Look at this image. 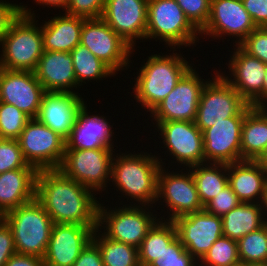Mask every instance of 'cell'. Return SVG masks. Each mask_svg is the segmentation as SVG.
<instances>
[{
  "label": "cell",
  "instance_id": "1",
  "mask_svg": "<svg viewBox=\"0 0 267 266\" xmlns=\"http://www.w3.org/2000/svg\"><path fill=\"white\" fill-rule=\"evenodd\" d=\"M92 192L59 169L37 172L35 198L53 223L98 226L100 201Z\"/></svg>",
  "mask_w": 267,
  "mask_h": 266
},
{
  "label": "cell",
  "instance_id": "2",
  "mask_svg": "<svg viewBox=\"0 0 267 266\" xmlns=\"http://www.w3.org/2000/svg\"><path fill=\"white\" fill-rule=\"evenodd\" d=\"M127 153L113 157L111 180L114 186L123 193L121 195L132 198L130 200L136 201L139 206H155L163 159L147 152Z\"/></svg>",
  "mask_w": 267,
  "mask_h": 266
},
{
  "label": "cell",
  "instance_id": "3",
  "mask_svg": "<svg viewBox=\"0 0 267 266\" xmlns=\"http://www.w3.org/2000/svg\"><path fill=\"white\" fill-rule=\"evenodd\" d=\"M152 54L146 63L139 68L135 78L136 103L151 112L174 89L181 77L193 66L183 58L182 54Z\"/></svg>",
  "mask_w": 267,
  "mask_h": 266
},
{
  "label": "cell",
  "instance_id": "4",
  "mask_svg": "<svg viewBox=\"0 0 267 266\" xmlns=\"http://www.w3.org/2000/svg\"><path fill=\"white\" fill-rule=\"evenodd\" d=\"M34 14L21 4V14L0 40V68L35 71L44 48L41 26H37Z\"/></svg>",
  "mask_w": 267,
  "mask_h": 266
},
{
  "label": "cell",
  "instance_id": "5",
  "mask_svg": "<svg viewBox=\"0 0 267 266\" xmlns=\"http://www.w3.org/2000/svg\"><path fill=\"white\" fill-rule=\"evenodd\" d=\"M1 218L11 228L16 253L44 258L54 223L36 198Z\"/></svg>",
  "mask_w": 267,
  "mask_h": 266
},
{
  "label": "cell",
  "instance_id": "6",
  "mask_svg": "<svg viewBox=\"0 0 267 266\" xmlns=\"http://www.w3.org/2000/svg\"><path fill=\"white\" fill-rule=\"evenodd\" d=\"M200 31L186 17L175 0H148L145 39L162 40L170 49L199 42ZM172 47V48H171Z\"/></svg>",
  "mask_w": 267,
  "mask_h": 266
},
{
  "label": "cell",
  "instance_id": "7",
  "mask_svg": "<svg viewBox=\"0 0 267 266\" xmlns=\"http://www.w3.org/2000/svg\"><path fill=\"white\" fill-rule=\"evenodd\" d=\"M123 205L108 210L102 203L98 206V228L111 240L139 248L153 225L160 219L151 212V207L138 204ZM150 208V210H149ZM148 211V212H147ZM104 226V227H103Z\"/></svg>",
  "mask_w": 267,
  "mask_h": 266
},
{
  "label": "cell",
  "instance_id": "8",
  "mask_svg": "<svg viewBox=\"0 0 267 266\" xmlns=\"http://www.w3.org/2000/svg\"><path fill=\"white\" fill-rule=\"evenodd\" d=\"M113 150L115 149H65L58 169L93 193L104 192L107 183L111 181L112 161L115 155Z\"/></svg>",
  "mask_w": 267,
  "mask_h": 266
},
{
  "label": "cell",
  "instance_id": "9",
  "mask_svg": "<svg viewBox=\"0 0 267 266\" xmlns=\"http://www.w3.org/2000/svg\"><path fill=\"white\" fill-rule=\"evenodd\" d=\"M26 162L37 171L58 169L66 140L37 118H31L17 139Z\"/></svg>",
  "mask_w": 267,
  "mask_h": 266
},
{
  "label": "cell",
  "instance_id": "10",
  "mask_svg": "<svg viewBox=\"0 0 267 266\" xmlns=\"http://www.w3.org/2000/svg\"><path fill=\"white\" fill-rule=\"evenodd\" d=\"M80 44L116 74L129 68L134 48L119 36L101 17L84 19Z\"/></svg>",
  "mask_w": 267,
  "mask_h": 266
},
{
  "label": "cell",
  "instance_id": "11",
  "mask_svg": "<svg viewBox=\"0 0 267 266\" xmlns=\"http://www.w3.org/2000/svg\"><path fill=\"white\" fill-rule=\"evenodd\" d=\"M214 74L203 87L197 109L195 124L202 132L223 119L237 116L248 105L218 72Z\"/></svg>",
  "mask_w": 267,
  "mask_h": 266
},
{
  "label": "cell",
  "instance_id": "12",
  "mask_svg": "<svg viewBox=\"0 0 267 266\" xmlns=\"http://www.w3.org/2000/svg\"><path fill=\"white\" fill-rule=\"evenodd\" d=\"M207 82L191 67L164 100L150 112V117L155 122H195L200 95Z\"/></svg>",
  "mask_w": 267,
  "mask_h": 266
},
{
  "label": "cell",
  "instance_id": "13",
  "mask_svg": "<svg viewBox=\"0 0 267 266\" xmlns=\"http://www.w3.org/2000/svg\"><path fill=\"white\" fill-rule=\"evenodd\" d=\"M163 138V148L181 166L205 163L203 133L192 121L153 122ZM160 130V131H159ZM183 164V165H182Z\"/></svg>",
  "mask_w": 267,
  "mask_h": 266
},
{
  "label": "cell",
  "instance_id": "14",
  "mask_svg": "<svg viewBox=\"0 0 267 266\" xmlns=\"http://www.w3.org/2000/svg\"><path fill=\"white\" fill-rule=\"evenodd\" d=\"M161 166L158 175L156 203L163 199L170 210L168 219L173 221L180 216L198 212L204 209L200 201L195 181L190 169L186 173L171 172ZM189 170V171H188ZM171 172V173H170ZM160 198V199H159ZM160 200V201H159Z\"/></svg>",
  "mask_w": 267,
  "mask_h": 266
},
{
  "label": "cell",
  "instance_id": "15",
  "mask_svg": "<svg viewBox=\"0 0 267 266\" xmlns=\"http://www.w3.org/2000/svg\"><path fill=\"white\" fill-rule=\"evenodd\" d=\"M248 104L237 116L223 119L203 133L205 163H235L241 161V129Z\"/></svg>",
  "mask_w": 267,
  "mask_h": 266
},
{
  "label": "cell",
  "instance_id": "16",
  "mask_svg": "<svg viewBox=\"0 0 267 266\" xmlns=\"http://www.w3.org/2000/svg\"><path fill=\"white\" fill-rule=\"evenodd\" d=\"M256 28L242 0H210L209 18L200 35L213 39L234 36L237 41L233 45H239Z\"/></svg>",
  "mask_w": 267,
  "mask_h": 266
},
{
  "label": "cell",
  "instance_id": "17",
  "mask_svg": "<svg viewBox=\"0 0 267 266\" xmlns=\"http://www.w3.org/2000/svg\"><path fill=\"white\" fill-rule=\"evenodd\" d=\"M230 56L228 76L217 71L252 107H262V86L267 64L249 55L239 45ZM230 77V78H229ZM232 78V79H231Z\"/></svg>",
  "mask_w": 267,
  "mask_h": 266
},
{
  "label": "cell",
  "instance_id": "18",
  "mask_svg": "<svg viewBox=\"0 0 267 266\" xmlns=\"http://www.w3.org/2000/svg\"><path fill=\"white\" fill-rule=\"evenodd\" d=\"M173 223L181 244L197 261L223 236L221 217L204 209L180 216L173 220Z\"/></svg>",
  "mask_w": 267,
  "mask_h": 266
},
{
  "label": "cell",
  "instance_id": "19",
  "mask_svg": "<svg viewBox=\"0 0 267 266\" xmlns=\"http://www.w3.org/2000/svg\"><path fill=\"white\" fill-rule=\"evenodd\" d=\"M45 90L32 71L0 68V102L16 106L37 118Z\"/></svg>",
  "mask_w": 267,
  "mask_h": 266
},
{
  "label": "cell",
  "instance_id": "20",
  "mask_svg": "<svg viewBox=\"0 0 267 266\" xmlns=\"http://www.w3.org/2000/svg\"><path fill=\"white\" fill-rule=\"evenodd\" d=\"M98 226L54 223L44 266H73L82 250L92 241Z\"/></svg>",
  "mask_w": 267,
  "mask_h": 266
},
{
  "label": "cell",
  "instance_id": "21",
  "mask_svg": "<svg viewBox=\"0 0 267 266\" xmlns=\"http://www.w3.org/2000/svg\"><path fill=\"white\" fill-rule=\"evenodd\" d=\"M148 0H106L102 19L128 44L135 47L147 29Z\"/></svg>",
  "mask_w": 267,
  "mask_h": 266
},
{
  "label": "cell",
  "instance_id": "22",
  "mask_svg": "<svg viewBox=\"0 0 267 266\" xmlns=\"http://www.w3.org/2000/svg\"><path fill=\"white\" fill-rule=\"evenodd\" d=\"M82 95L66 92H45L37 119L65 140L70 136L78 111L85 104Z\"/></svg>",
  "mask_w": 267,
  "mask_h": 266
},
{
  "label": "cell",
  "instance_id": "23",
  "mask_svg": "<svg viewBox=\"0 0 267 266\" xmlns=\"http://www.w3.org/2000/svg\"><path fill=\"white\" fill-rule=\"evenodd\" d=\"M86 104L78 111L74 127L66 139L65 149L114 148L113 126L104 116L89 115Z\"/></svg>",
  "mask_w": 267,
  "mask_h": 266
},
{
  "label": "cell",
  "instance_id": "24",
  "mask_svg": "<svg viewBox=\"0 0 267 266\" xmlns=\"http://www.w3.org/2000/svg\"><path fill=\"white\" fill-rule=\"evenodd\" d=\"M34 73L45 92L74 93L73 87L78 88L69 52L44 51Z\"/></svg>",
  "mask_w": 267,
  "mask_h": 266
},
{
  "label": "cell",
  "instance_id": "25",
  "mask_svg": "<svg viewBox=\"0 0 267 266\" xmlns=\"http://www.w3.org/2000/svg\"><path fill=\"white\" fill-rule=\"evenodd\" d=\"M228 185L241 203H260L267 178L258 161L243 160L228 164Z\"/></svg>",
  "mask_w": 267,
  "mask_h": 266
},
{
  "label": "cell",
  "instance_id": "26",
  "mask_svg": "<svg viewBox=\"0 0 267 266\" xmlns=\"http://www.w3.org/2000/svg\"><path fill=\"white\" fill-rule=\"evenodd\" d=\"M35 168H20L0 173V217L35 198Z\"/></svg>",
  "mask_w": 267,
  "mask_h": 266
},
{
  "label": "cell",
  "instance_id": "27",
  "mask_svg": "<svg viewBox=\"0 0 267 266\" xmlns=\"http://www.w3.org/2000/svg\"><path fill=\"white\" fill-rule=\"evenodd\" d=\"M84 19L64 13L45 21L41 25L44 51L70 53L80 44Z\"/></svg>",
  "mask_w": 267,
  "mask_h": 266
},
{
  "label": "cell",
  "instance_id": "28",
  "mask_svg": "<svg viewBox=\"0 0 267 266\" xmlns=\"http://www.w3.org/2000/svg\"><path fill=\"white\" fill-rule=\"evenodd\" d=\"M267 145V107H252L241 129V161H256Z\"/></svg>",
  "mask_w": 267,
  "mask_h": 266
},
{
  "label": "cell",
  "instance_id": "29",
  "mask_svg": "<svg viewBox=\"0 0 267 266\" xmlns=\"http://www.w3.org/2000/svg\"><path fill=\"white\" fill-rule=\"evenodd\" d=\"M221 220L223 236L236 241L266 224L260 203H241Z\"/></svg>",
  "mask_w": 267,
  "mask_h": 266
},
{
  "label": "cell",
  "instance_id": "30",
  "mask_svg": "<svg viewBox=\"0 0 267 266\" xmlns=\"http://www.w3.org/2000/svg\"><path fill=\"white\" fill-rule=\"evenodd\" d=\"M176 237L177 230L173 221L161 217L138 248L140 266H152L163 260L167 254V247Z\"/></svg>",
  "mask_w": 267,
  "mask_h": 266
},
{
  "label": "cell",
  "instance_id": "31",
  "mask_svg": "<svg viewBox=\"0 0 267 266\" xmlns=\"http://www.w3.org/2000/svg\"><path fill=\"white\" fill-rule=\"evenodd\" d=\"M189 169L203 206L228 186V164L203 163Z\"/></svg>",
  "mask_w": 267,
  "mask_h": 266
},
{
  "label": "cell",
  "instance_id": "32",
  "mask_svg": "<svg viewBox=\"0 0 267 266\" xmlns=\"http://www.w3.org/2000/svg\"><path fill=\"white\" fill-rule=\"evenodd\" d=\"M96 228L92 241L98 246L104 266H140L138 248L109 239Z\"/></svg>",
  "mask_w": 267,
  "mask_h": 266
},
{
  "label": "cell",
  "instance_id": "33",
  "mask_svg": "<svg viewBox=\"0 0 267 266\" xmlns=\"http://www.w3.org/2000/svg\"><path fill=\"white\" fill-rule=\"evenodd\" d=\"M70 54L78 87L83 85L82 83L86 84V80L96 79L97 81L105 77L116 75L108 65L93 55L90 50L82 44H78Z\"/></svg>",
  "mask_w": 267,
  "mask_h": 266
},
{
  "label": "cell",
  "instance_id": "34",
  "mask_svg": "<svg viewBox=\"0 0 267 266\" xmlns=\"http://www.w3.org/2000/svg\"><path fill=\"white\" fill-rule=\"evenodd\" d=\"M238 255L243 264L267 263V224L238 241Z\"/></svg>",
  "mask_w": 267,
  "mask_h": 266
},
{
  "label": "cell",
  "instance_id": "35",
  "mask_svg": "<svg viewBox=\"0 0 267 266\" xmlns=\"http://www.w3.org/2000/svg\"><path fill=\"white\" fill-rule=\"evenodd\" d=\"M198 263L201 266H235L240 264L237 241L221 236Z\"/></svg>",
  "mask_w": 267,
  "mask_h": 266
},
{
  "label": "cell",
  "instance_id": "36",
  "mask_svg": "<svg viewBox=\"0 0 267 266\" xmlns=\"http://www.w3.org/2000/svg\"><path fill=\"white\" fill-rule=\"evenodd\" d=\"M31 118L16 106L0 102V139H18Z\"/></svg>",
  "mask_w": 267,
  "mask_h": 266
},
{
  "label": "cell",
  "instance_id": "37",
  "mask_svg": "<svg viewBox=\"0 0 267 266\" xmlns=\"http://www.w3.org/2000/svg\"><path fill=\"white\" fill-rule=\"evenodd\" d=\"M20 168H34L23 157L18 140L0 139V173Z\"/></svg>",
  "mask_w": 267,
  "mask_h": 266
},
{
  "label": "cell",
  "instance_id": "38",
  "mask_svg": "<svg viewBox=\"0 0 267 266\" xmlns=\"http://www.w3.org/2000/svg\"><path fill=\"white\" fill-rule=\"evenodd\" d=\"M186 17L200 31L207 23L210 14V0H175Z\"/></svg>",
  "mask_w": 267,
  "mask_h": 266
},
{
  "label": "cell",
  "instance_id": "39",
  "mask_svg": "<svg viewBox=\"0 0 267 266\" xmlns=\"http://www.w3.org/2000/svg\"><path fill=\"white\" fill-rule=\"evenodd\" d=\"M239 46L249 55L267 64V27L254 29Z\"/></svg>",
  "mask_w": 267,
  "mask_h": 266
},
{
  "label": "cell",
  "instance_id": "40",
  "mask_svg": "<svg viewBox=\"0 0 267 266\" xmlns=\"http://www.w3.org/2000/svg\"><path fill=\"white\" fill-rule=\"evenodd\" d=\"M198 261L185 249L176 237L167 247V254L152 266H195Z\"/></svg>",
  "mask_w": 267,
  "mask_h": 266
},
{
  "label": "cell",
  "instance_id": "41",
  "mask_svg": "<svg viewBox=\"0 0 267 266\" xmlns=\"http://www.w3.org/2000/svg\"><path fill=\"white\" fill-rule=\"evenodd\" d=\"M239 204L241 202L237 198V195L228 185L204 205V210L210 214L222 217Z\"/></svg>",
  "mask_w": 267,
  "mask_h": 266
},
{
  "label": "cell",
  "instance_id": "42",
  "mask_svg": "<svg viewBox=\"0 0 267 266\" xmlns=\"http://www.w3.org/2000/svg\"><path fill=\"white\" fill-rule=\"evenodd\" d=\"M106 0H69L65 13L89 18L102 17Z\"/></svg>",
  "mask_w": 267,
  "mask_h": 266
},
{
  "label": "cell",
  "instance_id": "43",
  "mask_svg": "<svg viewBox=\"0 0 267 266\" xmlns=\"http://www.w3.org/2000/svg\"><path fill=\"white\" fill-rule=\"evenodd\" d=\"M16 253L11 228L0 217V266H5Z\"/></svg>",
  "mask_w": 267,
  "mask_h": 266
},
{
  "label": "cell",
  "instance_id": "44",
  "mask_svg": "<svg viewBox=\"0 0 267 266\" xmlns=\"http://www.w3.org/2000/svg\"><path fill=\"white\" fill-rule=\"evenodd\" d=\"M2 1V2H1ZM21 14V5L0 0V40L9 30L13 21Z\"/></svg>",
  "mask_w": 267,
  "mask_h": 266
},
{
  "label": "cell",
  "instance_id": "45",
  "mask_svg": "<svg viewBox=\"0 0 267 266\" xmlns=\"http://www.w3.org/2000/svg\"><path fill=\"white\" fill-rule=\"evenodd\" d=\"M257 27H267V0H242Z\"/></svg>",
  "mask_w": 267,
  "mask_h": 266
},
{
  "label": "cell",
  "instance_id": "46",
  "mask_svg": "<svg viewBox=\"0 0 267 266\" xmlns=\"http://www.w3.org/2000/svg\"><path fill=\"white\" fill-rule=\"evenodd\" d=\"M73 266H104L98 246L91 241L82 250Z\"/></svg>",
  "mask_w": 267,
  "mask_h": 266
},
{
  "label": "cell",
  "instance_id": "47",
  "mask_svg": "<svg viewBox=\"0 0 267 266\" xmlns=\"http://www.w3.org/2000/svg\"><path fill=\"white\" fill-rule=\"evenodd\" d=\"M5 266H44V261L37 256L15 253Z\"/></svg>",
  "mask_w": 267,
  "mask_h": 266
},
{
  "label": "cell",
  "instance_id": "48",
  "mask_svg": "<svg viewBox=\"0 0 267 266\" xmlns=\"http://www.w3.org/2000/svg\"><path fill=\"white\" fill-rule=\"evenodd\" d=\"M35 2H37V5H49L50 7H57L58 9L59 8H62V9H66L67 5H68V2L69 0H34Z\"/></svg>",
  "mask_w": 267,
  "mask_h": 266
},
{
  "label": "cell",
  "instance_id": "49",
  "mask_svg": "<svg viewBox=\"0 0 267 266\" xmlns=\"http://www.w3.org/2000/svg\"><path fill=\"white\" fill-rule=\"evenodd\" d=\"M260 204H261L265 223L267 224V218H266V216H267V185L265 187V191H264V194L262 196V200H261Z\"/></svg>",
  "mask_w": 267,
  "mask_h": 266
},
{
  "label": "cell",
  "instance_id": "50",
  "mask_svg": "<svg viewBox=\"0 0 267 266\" xmlns=\"http://www.w3.org/2000/svg\"><path fill=\"white\" fill-rule=\"evenodd\" d=\"M262 107H267V68L262 86Z\"/></svg>",
  "mask_w": 267,
  "mask_h": 266
},
{
  "label": "cell",
  "instance_id": "51",
  "mask_svg": "<svg viewBox=\"0 0 267 266\" xmlns=\"http://www.w3.org/2000/svg\"><path fill=\"white\" fill-rule=\"evenodd\" d=\"M256 161L261 164L264 174L267 178V154H262Z\"/></svg>",
  "mask_w": 267,
  "mask_h": 266
},
{
  "label": "cell",
  "instance_id": "52",
  "mask_svg": "<svg viewBox=\"0 0 267 266\" xmlns=\"http://www.w3.org/2000/svg\"><path fill=\"white\" fill-rule=\"evenodd\" d=\"M235 266H254L253 264H243V263H240L238 265H235Z\"/></svg>",
  "mask_w": 267,
  "mask_h": 266
},
{
  "label": "cell",
  "instance_id": "53",
  "mask_svg": "<svg viewBox=\"0 0 267 266\" xmlns=\"http://www.w3.org/2000/svg\"><path fill=\"white\" fill-rule=\"evenodd\" d=\"M254 266H267V263H262V264H254Z\"/></svg>",
  "mask_w": 267,
  "mask_h": 266
},
{
  "label": "cell",
  "instance_id": "54",
  "mask_svg": "<svg viewBox=\"0 0 267 266\" xmlns=\"http://www.w3.org/2000/svg\"><path fill=\"white\" fill-rule=\"evenodd\" d=\"M263 154H267V145H266V148H265V151H264Z\"/></svg>",
  "mask_w": 267,
  "mask_h": 266
}]
</instances>
